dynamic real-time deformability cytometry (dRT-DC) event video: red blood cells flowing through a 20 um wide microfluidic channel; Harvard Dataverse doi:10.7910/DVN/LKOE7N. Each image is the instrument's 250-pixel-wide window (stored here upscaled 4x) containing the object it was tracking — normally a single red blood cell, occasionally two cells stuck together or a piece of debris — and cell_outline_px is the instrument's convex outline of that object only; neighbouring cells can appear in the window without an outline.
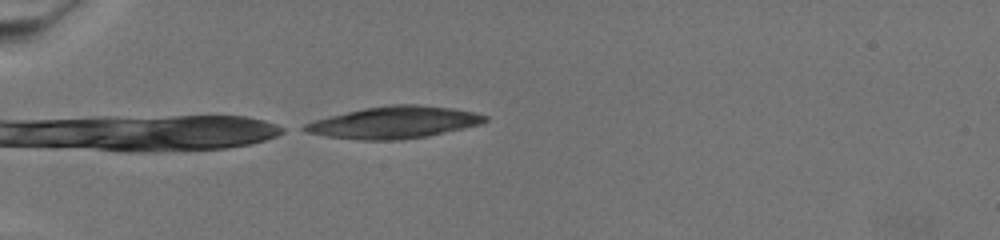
{"species": "common noctule bat (a hibernating species)", "species_latin": "Nyctalus noctula", "temperature_condition": "warm", "stored_images_in_passage": 18, "camera_frame_rate_fps": 3000, "um_per_image_px": 0.085, "animal": {"sex": "female", "body_mass_g": 19.5, "forearm_length_mm": 54.1}, "frame": {"image": 1, "passage_image": 1, "time_ms": 0.0, "image_size_px": [1000, 240], "cell_outline_px": [[488, 120], [484, 124], [428, 136], [400, 140], [360, 140], [328, 136], [304, 132], [296, 128], [304, 124], [316, 120], [364, 108], [392, 104], [416, 104], [452, 108], [472, 112], [488, 116]], "centroid_in_image_um": [33.52, 10.41], "position_along_channel_um": 51.5, "area_um2": 33.64}}